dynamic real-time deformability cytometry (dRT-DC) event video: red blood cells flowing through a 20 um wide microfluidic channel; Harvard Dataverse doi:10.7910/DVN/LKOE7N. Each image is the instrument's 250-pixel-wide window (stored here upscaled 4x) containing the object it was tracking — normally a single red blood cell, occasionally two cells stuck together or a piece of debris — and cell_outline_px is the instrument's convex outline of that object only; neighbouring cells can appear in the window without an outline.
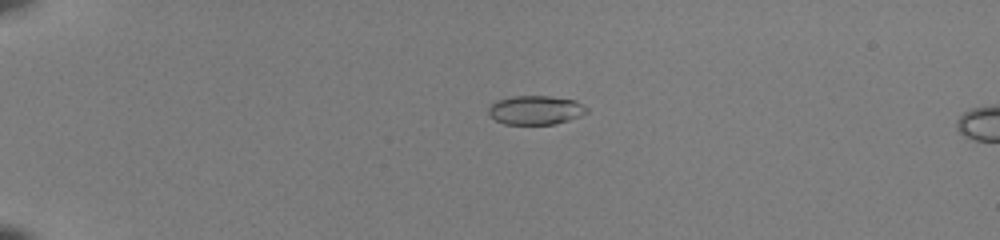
{"species": "common noctule bat (a hibernating species)", "species_latin": "Nyctalus noctula", "temperature_condition": "room temperature", "stored_images_in_passage": 11, "camera_frame_rate_fps": 3000, "um_per_image_px": 0.085, "animal": {"sex": "female", "body_mass_g": 22.0, "forearm_length_mm": 56.7}, "frame": {"image": 1, "passage_image": 7, "time_ms": 2.0, "image_size_px": [1000, 240], "cell_outline_px": [[588, 112], [580, 116], [556, 124], [504, 124], [496, 120], [488, 112], [488, 108], [496, 100], [512, 96], [552, 96], [576, 100], [588, 108]], "centroid_in_image_um": [45.55, 9.35], "position_along_channel_um": 39.5, "area_um2": 16.65}}